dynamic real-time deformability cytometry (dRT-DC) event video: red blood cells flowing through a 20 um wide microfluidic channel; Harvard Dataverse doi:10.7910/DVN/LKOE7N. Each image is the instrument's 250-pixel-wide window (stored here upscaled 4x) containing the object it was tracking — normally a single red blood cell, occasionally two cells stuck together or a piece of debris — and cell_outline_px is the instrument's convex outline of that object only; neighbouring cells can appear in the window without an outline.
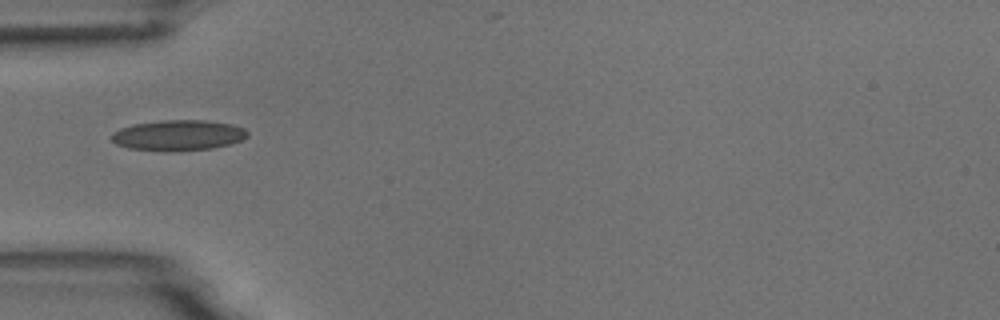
{"species": "common noctule bat (a hibernating species)", "species_latin": "Nyctalus noctula", "temperature_condition": "room temperature", "stored_images_in_passage": 2, "camera_frame_rate_fps": 3000, "um_per_image_px": 0.085, "animal": {"sex": "male", "body_mass_g": 18.8}, "frame": {"image": 1, "passage_image": 1, "time_ms": 0.0, "image_size_px": [1000, 320], "cell_outline_px": [[248, 136], [232, 144], [212, 148], [168, 152], [164, 152], [128, 148], [116, 144], [108, 136], [112, 132], [120, 128], [132, 124], [160, 120], [204, 120], [232, 124], [244, 128], [248, 132]], "centroid_in_image_um": [15.11, 11.5], "position_along_channel_um": 69.9, "area_um2": 24.62}}